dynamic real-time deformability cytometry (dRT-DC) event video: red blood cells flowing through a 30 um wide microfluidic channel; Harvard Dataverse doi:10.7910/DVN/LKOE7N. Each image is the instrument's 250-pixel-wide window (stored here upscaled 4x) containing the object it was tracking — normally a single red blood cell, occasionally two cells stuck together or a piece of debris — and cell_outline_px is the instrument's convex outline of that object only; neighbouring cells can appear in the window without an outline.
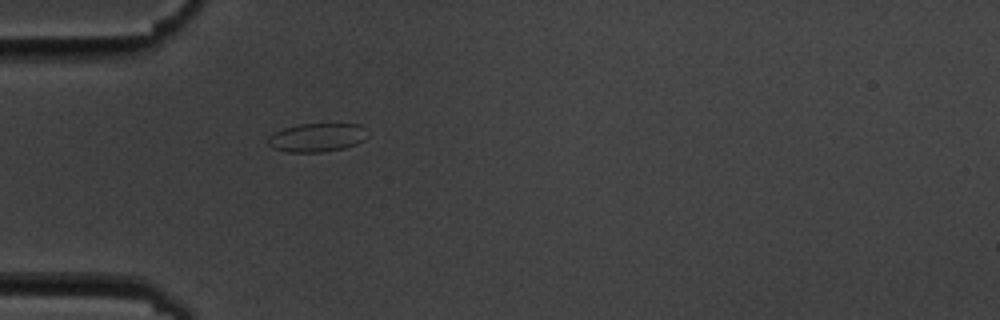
{"species": "common noctule bat (a hibernating species)", "species_latin": "Nyctalus noctula", "temperature_condition": "cold", "stored_images_in_passage": 1, "camera_frame_rate_fps": 3000, "um_per_image_px": 0.085, "animal": {"sex": "male", "body_mass_g": 19.5, "forearm_length_mm": 54.6}, "frame": {"image": 1, "passage_image": 1, "time_ms": 0.0, "image_size_px": [1000, 320], "cell_outline_px": [[368, 136], [364, 140], [356, 144], [344, 148], [324, 152], [288, 152], [272, 148], [268, 144], [268, 136], [284, 128], [300, 124], [360, 124], [364, 128]], "centroid_in_image_um": [26.95, 11.69], "position_along_channel_um": 58.1, "area_um2": 16.59}}